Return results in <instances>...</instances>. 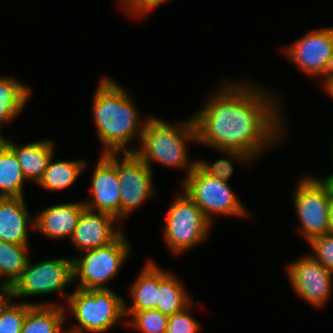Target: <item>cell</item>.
I'll list each match as a JSON object with an SVG mask.
<instances>
[{
    "instance_id": "6da1fadb",
    "label": "cell",
    "mask_w": 333,
    "mask_h": 333,
    "mask_svg": "<svg viewBox=\"0 0 333 333\" xmlns=\"http://www.w3.org/2000/svg\"><path fill=\"white\" fill-rule=\"evenodd\" d=\"M238 80L219 81L222 84L192 114L196 144L244 152L255 161L285 139L288 123L280 96L250 80Z\"/></svg>"
},
{
    "instance_id": "7a4b0ae2",
    "label": "cell",
    "mask_w": 333,
    "mask_h": 333,
    "mask_svg": "<svg viewBox=\"0 0 333 333\" xmlns=\"http://www.w3.org/2000/svg\"><path fill=\"white\" fill-rule=\"evenodd\" d=\"M131 96L115 79L108 76L99 79L93 94L91 115L102 145L100 154L135 153L131 143L137 139L140 144L146 118L150 116L142 119Z\"/></svg>"
},
{
    "instance_id": "3957f363",
    "label": "cell",
    "mask_w": 333,
    "mask_h": 333,
    "mask_svg": "<svg viewBox=\"0 0 333 333\" xmlns=\"http://www.w3.org/2000/svg\"><path fill=\"white\" fill-rule=\"evenodd\" d=\"M197 143L196 127L192 115L176 123L159 117L147 118L139 146L135 154L154 172V163L185 171L181 182L188 177L196 165L191 159L189 144ZM153 163V165H152Z\"/></svg>"
},
{
    "instance_id": "277c9868",
    "label": "cell",
    "mask_w": 333,
    "mask_h": 333,
    "mask_svg": "<svg viewBox=\"0 0 333 333\" xmlns=\"http://www.w3.org/2000/svg\"><path fill=\"white\" fill-rule=\"evenodd\" d=\"M124 298L113 289L86 290L77 288L70 292L64 305L76 324L66 329L69 333H104L118 323L126 324Z\"/></svg>"
},
{
    "instance_id": "5b68a950",
    "label": "cell",
    "mask_w": 333,
    "mask_h": 333,
    "mask_svg": "<svg viewBox=\"0 0 333 333\" xmlns=\"http://www.w3.org/2000/svg\"><path fill=\"white\" fill-rule=\"evenodd\" d=\"M170 203L165 215L164 242L170 253L184 255L208 239L212 223L182 189Z\"/></svg>"
},
{
    "instance_id": "8992f818",
    "label": "cell",
    "mask_w": 333,
    "mask_h": 333,
    "mask_svg": "<svg viewBox=\"0 0 333 333\" xmlns=\"http://www.w3.org/2000/svg\"><path fill=\"white\" fill-rule=\"evenodd\" d=\"M124 233L107 246L87 250L72 257L73 283L79 279L77 288L112 289L106 285L116 278L132 255V246Z\"/></svg>"
},
{
    "instance_id": "52a82bcc",
    "label": "cell",
    "mask_w": 333,
    "mask_h": 333,
    "mask_svg": "<svg viewBox=\"0 0 333 333\" xmlns=\"http://www.w3.org/2000/svg\"><path fill=\"white\" fill-rule=\"evenodd\" d=\"M180 184L181 189L202 210L212 225L214 218L218 216L247 219L250 217L251 213L229 182L207 175L197 165Z\"/></svg>"
},
{
    "instance_id": "ba28073f",
    "label": "cell",
    "mask_w": 333,
    "mask_h": 333,
    "mask_svg": "<svg viewBox=\"0 0 333 333\" xmlns=\"http://www.w3.org/2000/svg\"><path fill=\"white\" fill-rule=\"evenodd\" d=\"M73 284L72 258H50L32 263L29 259L21 277L10 288L11 297L20 298L59 294L67 301L65 290Z\"/></svg>"
},
{
    "instance_id": "9c48e42d",
    "label": "cell",
    "mask_w": 333,
    "mask_h": 333,
    "mask_svg": "<svg viewBox=\"0 0 333 333\" xmlns=\"http://www.w3.org/2000/svg\"><path fill=\"white\" fill-rule=\"evenodd\" d=\"M297 182L292 202L300 223L298 233L308 243L314 237L328 233L331 198L327 188L312 174L300 177Z\"/></svg>"
},
{
    "instance_id": "30bf717a",
    "label": "cell",
    "mask_w": 333,
    "mask_h": 333,
    "mask_svg": "<svg viewBox=\"0 0 333 333\" xmlns=\"http://www.w3.org/2000/svg\"><path fill=\"white\" fill-rule=\"evenodd\" d=\"M153 174L135 153H117L122 222L156 195Z\"/></svg>"
},
{
    "instance_id": "8fae6325",
    "label": "cell",
    "mask_w": 333,
    "mask_h": 333,
    "mask_svg": "<svg viewBox=\"0 0 333 333\" xmlns=\"http://www.w3.org/2000/svg\"><path fill=\"white\" fill-rule=\"evenodd\" d=\"M286 265L287 279L294 294L312 307H325L333 292V273L309 254Z\"/></svg>"
},
{
    "instance_id": "7c38bea8",
    "label": "cell",
    "mask_w": 333,
    "mask_h": 333,
    "mask_svg": "<svg viewBox=\"0 0 333 333\" xmlns=\"http://www.w3.org/2000/svg\"><path fill=\"white\" fill-rule=\"evenodd\" d=\"M281 51L297 69L316 81L333 55V26L312 29Z\"/></svg>"
},
{
    "instance_id": "4fadbf2b",
    "label": "cell",
    "mask_w": 333,
    "mask_h": 333,
    "mask_svg": "<svg viewBox=\"0 0 333 333\" xmlns=\"http://www.w3.org/2000/svg\"><path fill=\"white\" fill-rule=\"evenodd\" d=\"M98 158L89 183L91 195L83 202L87 209L108 213L121 222V186L117 175V153L100 154Z\"/></svg>"
},
{
    "instance_id": "5bb4252c",
    "label": "cell",
    "mask_w": 333,
    "mask_h": 333,
    "mask_svg": "<svg viewBox=\"0 0 333 333\" xmlns=\"http://www.w3.org/2000/svg\"><path fill=\"white\" fill-rule=\"evenodd\" d=\"M120 223L113 215L85 208L70 241L79 253L107 246L125 231Z\"/></svg>"
},
{
    "instance_id": "9a60e30c",
    "label": "cell",
    "mask_w": 333,
    "mask_h": 333,
    "mask_svg": "<svg viewBox=\"0 0 333 333\" xmlns=\"http://www.w3.org/2000/svg\"><path fill=\"white\" fill-rule=\"evenodd\" d=\"M85 208L83 199L48 205L34 216V231L54 241L70 240Z\"/></svg>"
},
{
    "instance_id": "2e32d148",
    "label": "cell",
    "mask_w": 333,
    "mask_h": 333,
    "mask_svg": "<svg viewBox=\"0 0 333 333\" xmlns=\"http://www.w3.org/2000/svg\"><path fill=\"white\" fill-rule=\"evenodd\" d=\"M25 197H0V241L30 245L29 231L35 229Z\"/></svg>"
},
{
    "instance_id": "e0dca14e",
    "label": "cell",
    "mask_w": 333,
    "mask_h": 333,
    "mask_svg": "<svg viewBox=\"0 0 333 333\" xmlns=\"http://www.w3.org/2000/svg\"><path fill=\"white\" fill-rule=\"evenodd\" d=\"M3 142L15 153L26 180L37 184L43 177L51 157L55 154L56 145L53 140L39 139L20 145L6 138Z\"/></svg>"
},
{
    "instance_id": "ac0fdd59",
    "label": "cell",
    "mask_w": 333,
    "mask_h": 333,
    "mask_svg": "<svg viewBox=\"0 0 333 333\" xmlns=\"http://www.w3.org/2000/svg\"><path fill=\"white\" fill-rule=\"evenodd\" d=\"M157 288H159V265L154 260L147 259L143 268L129 286L131 306L128 305L127 300H124V312L155 309L157 306Z\"/></svg>"
},
{
    "instance_id": "d6986e66",
    "label": "cell",
    "mask_w": 333,
    "mask_h": 333,
    "mask_svg": "<svg viewBox=\"0 0 333 333\" xmlns=\"http://www.w3.org/2000/svg\"><path fill=\"white\" fill-rule=\"evenodd\" d=\"M31 93V87L13 75L0 76V141L6 139L1 132L3 124H10L25 111Z\"/></svg>"
},
{
    "instance_id": "ffe728a7",
    "label": "cell",
    "mask_w": 333,
    "mask_h": 333,
    "mask_svg": "<svg viewBox=\"0 0 333 333\" xmlns=\"http://www.w3.org/2000/svg\"><path fill=\"white\" fill-rule=\"evenodd\" d=\"M183 284L173 271L170 272L159 266V288H157L155 309L167 316H172L186 308L193 301V296L188 294Z\"/></svg>"
},
{
    "instance_id": "44dd1931",
    "label": "cell",
    "mask_w": 333,
    "mask_h": 333,
    "mask_svg": "<svg viewBox=\"0 0 333 333\" xmlns=\"http://www.w3.org/2000/svg\"><path fill=\"white\" fill-rule=\"evenodd\" d=\"M88 164L85 159L80 158L55 161L53 154L43 177L36 185L48 192H62L77 182L81 174L89 167Z\"/></svg>"
},
{
    "instance_id": "7402d4cb",
    "label": "cell",
    "mask_w": 333,
    "mask_h": 333,
    "mask_svg": "<svg viewBox=\"0 0 333 333\" xmlns=\"http://www.w3.org/2000/svg\"><path fill=\"white\" fill-rule=\"evenodd\" d=\"M66 315L64 305H32L21 333H66Z\"/></svg>"
},
{
    "instance_id": "603a6c76",
    "label": "cell",
    "mask_w": 333,
    "mask_h": 333,
    "mask_svg": "<svg viewBox=\"0 0 333 333\" xmlns=\"http://www.w3.org/2000/svg\"><path fill=\"white\" fill-rule=\"evenodd\" d=\"M26 182L15 153L0 141V197H25Z\"/></svg>"
},
{
    "instance_id": "cb8c5ba5",
    "label": "cell",
    "mask_w": 333,
    "mask_h": 333,
    "mask_svg": "<svg viewBox=\"0 0 333 333\" xmlns=\"http://www.w3.org/2000/svg\"><path fill=\"white\" fill-rule=\"evenodd\" d=\"M30 245L0 241V278L11 288L21 277L30 253Z\"/></svg>"
},
{
    "instance_id": "d4e9b609",
    "label": "cell",
    "mask_w": 333,
    "mask_h": 333,
    "mask_svg": "<svg viewBox=\"0 0 333 333\" xmlns=\"http://www.w3.org/2000/svg\"><path fill=\"white\" fill-rule=\"evenodd\" d=\"M224 155V158H220L212 163L205 161V159H196V165L207 175L218 178L224 182H228L234 172L235 164H242L241 166L252 165L253 159L244 152L232 151V150H217ZM233 161V162H232ZM237 162V163H236Z\"/></svg>"
},
{
    "instance_id": "484cf974",
    "label": "cell",
    "mask_w": 333,
    "mask_h": 333,
    "mask_svg": "<svg viewBox=\"0 0 333 333\" xmlns=\"http://www.w3.org/2000/svg\"><path fill=\"white\" fill-rule=\"evenodd\" d=\"M32 305H64L52 301L43 302H27L19 300V302L11 299L2 309L0 313V333H21L28 309Z\"/></svg>"
},
{
    "instance_id": "4316f807",
    "label": "cell",
    "mask_w": 333,
    "mask_h": 333,
    "mask_svg": "<svg viewBox=\"0 0 333 333\" xmlns=\"http://www.w3.org/2000/svg\"><path fill=\"white\" fill-rule=\"evenodd\" d=\"M126 326L140 333H167L169 316L157 309H147L136 312H124Z\"/></svg>"
},
{
    "instance_id": "83f0119b",
    "label": "cell",
    "mask_w": 333,
    "mask_h": 333,
    "mask_svg": "<svg viewBox=\"0 0 333 333\" xmlns=\"http://www.w3.org/2000/svg\"><path fill=\"white\" fill-rule=\"evenodd\" d=\"M308 245L311 248L308 254L333 273V234L314 237Z\"/></svg>"
},
{
    "instance_id": "f1b7e54d",
    "label": "cell",
    "mask_w": 333,
    "mask_h": 333,
    "mask_svg": "<svg viewBox=\"0 0 333 333\" xmlns=\"http://www.w3.org/2000/svg\"><path fill=\"white\" fill-rule=\"evenodd\" d=\"M192 301L182 311L169 316L167 333H199L201 324L199 321L189 313L191 310Z\"/></svg>"
},
{
    "instance_id": "f546056e",
    "label": "cell",
    "mask_w": 333,
    "mask_h": 333,
    "mask_svg": "<svg viewBox=\"0 0 333 333\" xmlns=\"http://www.w3.org/2000/svg\"><path fill=\"white\" fill-rule=\"evenodd\" d=\"M168 0H118L119 7L131 18L147 17V14L161 8Z\"/></svg>"
},
{
    "instance_id": "4dcf8cb0",
    "label": "cell",
    "mask_w": 333,
    "mask_h": 333,
    "mask_svg": "<svg viewBox=\"0 0 333 333\" xmlns=\"http://www.w3.org/2000/svg\"><path fill=\"white\" fill-rule=\"evenodd\" d=\"M318 79L320 80L322 86L333 79V55L326 62L321 75L316 80L319 81Z\"/></svg>"
},
{
    "instance_id": "1f68e13d",
    "label": "cell",
    "mask_w": 333,
    "mask_h": 333,
    "mask_svg": "<svg viewBox=\"0 0 333 333\" xmlns=\"http://www.w3.org/2000/svg\"><path fill=\"white\" fill-rule=\"evenodd\" d=\"M316 177L327 188L330 198L333 199V171L332 173L324 176V178L318 176Z\"/></svg>"
},
{
    "instance_id": "d6a6232c",
    "label": "cell",
    "mask_w": 333,
    "mask_h": 333,
    "mask_svg": "<svg viewBox=\"0 0 333 333\" xmlns=\"http://www.w3.org/2000/svg\"><path fill=\"white\" fill-rule=\"evenodd\" d=\"M12 299L10 291L0 292V313L1 309Z\"/></svg>"
},
{
    "instance_id": "836d02e7",
    "label": "cell",
    "mask_w": 333,
    "mask_h": 333,
    "mask_svg": "<svg viewBox=\"0 0 333 333\" xmlns=\"http://www.w3.org/2000/svg\"><path fill=\"white\" fill-rule=\"evenodd\" d=\"M328 220H329L328 233L333 234V199H331L330 201Z\"/></svg>"
},
{
    "instance_id": "e575fe53",
    "label": "cell",
    "mask_w": 333,
    "mask_h": 333,
    "mask_svg": "<svg viewBox=\"0 0 333 333\" xmlns=\"http://www.w3.org/2000/svg\"><path fill=\"white\" fill-rule=\"evenodd\" d=\"M324 87V92L328 94L333 99V79H331L329 82H327L325 85L322 86Z\"/></svg>"
},
{
    "instance_id": "d590c367",
    "label": "cell",
    "mask_w": 333,
    "mask_h": 333,
    "mask_svg": "<svg viewBox=\"0 0 333 333\" xmlns=\"http://www.w3.org/2000/svg\"><path fill=\"white\" fill-rule=\"evenodd\" d=\"M10 291V287L4 282V280L0 281V292Z\"/></svg>"
},
{
    "instance_id": "8d00e7d4",
    "label": "cell",
    "mask_w": 333,
    "mask_h": 333,
    "mask_svg": "<svg viewBox=\"0 0 333 333\" xmlns=\"http://www.w3.org/2000/svg\"><path fill=\"white\" fill-rule=\"evenodd\" d=\"M331 156H332V160H333V144H332V149H331Z\"/></svg>"
}]
</instances>
